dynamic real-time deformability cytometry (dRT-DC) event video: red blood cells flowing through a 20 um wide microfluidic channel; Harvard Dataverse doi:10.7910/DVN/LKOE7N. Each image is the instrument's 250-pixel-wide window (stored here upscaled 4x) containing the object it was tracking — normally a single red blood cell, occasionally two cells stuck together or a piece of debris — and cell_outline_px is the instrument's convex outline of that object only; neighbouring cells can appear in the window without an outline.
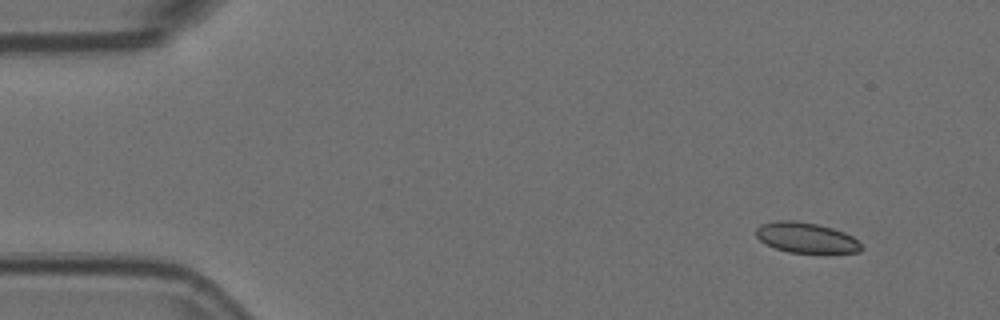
{"species": "Egyptian fruit bat (a non-hibernating species)", "species_latin": "Rousettus aegyptiacus", "temperature_condition": "room temperature", "stored_images_in_passage": 53, "camera_frame_rate_fps": 3000, "um_per_image_px": 0.085, "animal": {"sex": "female"}, "frame": {"image": 1, "passage_image": 1, "time_ms": 0.0, "image_size_px": [1000, 320], "cell_outline_px": [[864, 248], [860, 252], [824, 256], [788, 252], [776, 248], [760, 240], [756, 236], [756, 228], [760, 224], [776, 220], [796, 220], [816, 224], [832, 228], [844, 232], [852, 236]], "centroid_in_image_um": [68.58, 20.26], "position_along_channel_um": 16.4, "area_um2": 19.48}}
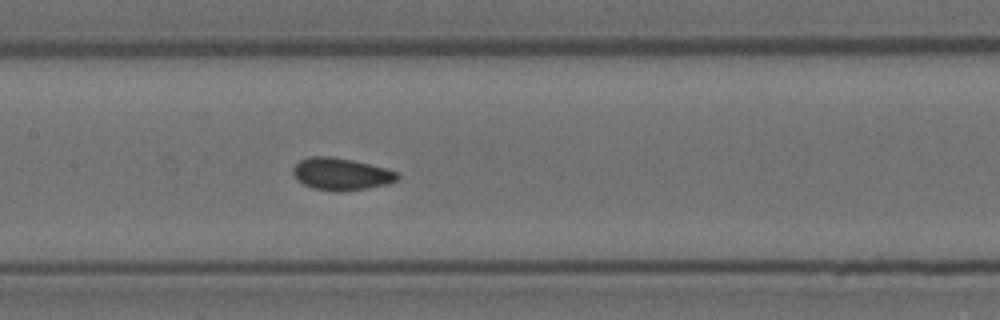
{"frame": {"image": 2, "passage_image": 23, "time_ms": 7.333, "image_size_px": [1000, 320], "cell_outline_px": [[400, 176], [396, 180], [388, 184], [368, 188], [312, 188], [296, 180], [292, 172], [292, 168], [300, 160], [308, 156], [332, 156], [352, 160], [400, 172]], "centroid_in_image_um": [28.98, 14.74], "position_along_channel_um": 178.4, "area_um2": 18.9}}
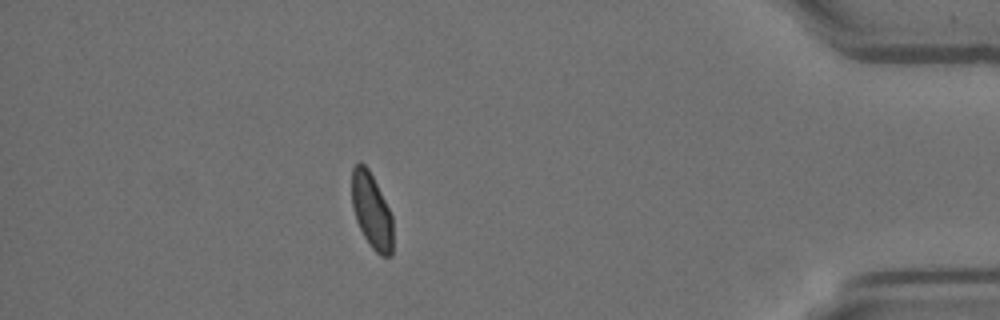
{"frame": {"image": 3, "passage_image": 46, "time_ms": 15.0, "image_size_px": [1000, 320], "cell_outline_px": [[392, 256], [380, 256], [372, 248], [364, 236], [356, 220], [352, 208], [352, 168], [360, 160], [368, 168], [392, 216]], "centroid_in_image_um": [31.57, 17.93], "position_along_channel_um": 403.6, "area_um2": 17.86}, "authors_computed_cell_mechanics": {"area_um2": 19.074, "velocity_mm_per_s": 3.5599, "shape_relaxation_time_tau1_ms": null, "shape_relaxation_time_tau2_ms": 0.801, "deformation_change_tau1": null, "deformation_change_tau2": 0.039}}